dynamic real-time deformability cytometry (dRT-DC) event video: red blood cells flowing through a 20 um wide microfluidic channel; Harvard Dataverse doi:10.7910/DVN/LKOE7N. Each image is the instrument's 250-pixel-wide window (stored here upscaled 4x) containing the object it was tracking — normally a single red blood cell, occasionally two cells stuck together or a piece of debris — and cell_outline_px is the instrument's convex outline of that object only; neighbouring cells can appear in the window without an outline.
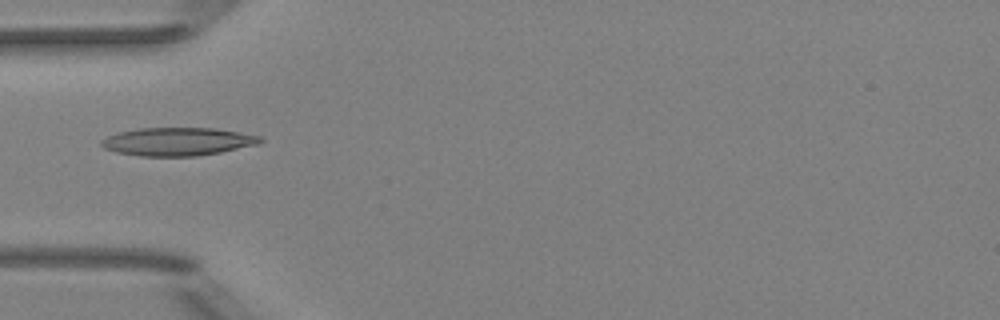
{"species": "Egyptian fruit bat (a non-hibernating species)", "species_latin": "Rousettus aegyptiacus", "temperature_condition": "room temperature", "stored_images_in_passage": 5, "camera_frame_rate_fps": 3000, "um_per_image_px": 0.085, "animal": {"sex": "female"}, "frame": {"image": 1, "passage_image": 5, "time_ms": 5.333, "image_size_px": [1000, 320], "cell_outline_px": [[264, 140], [260, 144], [220, 152], [196, 156], [140, 156], [116, 152], [104, 148], [100, 144], [100, 140], [108, 136], [120, 132], [140, 128], [216, 128], [240, 132], [260, 136]], "centroid_in_image_um": [15.12, 12.03], "position_along_channel_um": 69.9, "area_um2": 26.07}}